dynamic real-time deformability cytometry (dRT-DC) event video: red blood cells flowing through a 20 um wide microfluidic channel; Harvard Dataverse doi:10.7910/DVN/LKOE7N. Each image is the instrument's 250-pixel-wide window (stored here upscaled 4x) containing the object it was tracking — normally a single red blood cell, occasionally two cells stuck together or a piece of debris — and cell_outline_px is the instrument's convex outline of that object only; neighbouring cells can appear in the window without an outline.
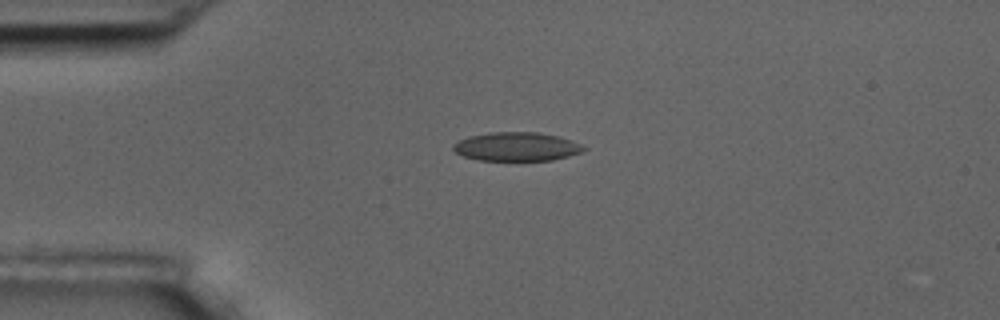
{"species": "common noctule bat (a hibernating species)", "species_latin": "Nyctalus noctula", "temperature_condition": "room temperature", "stored_images_in_passage": 4, "camera_frame_rate_fps": 3000, "um_per_image_px": 0.085, "animal": {"sex": "male", "body_mass_g": 17.5, "forearm_length_mm": 52.3}, "frame": {"image": 1, "passage_image": 4, "time_ms": 3.667, "image_size_px": [1000, 320], "cell_outline_px": [[588, 148], [580, 152], [568, 156], [552, 160], [476, 160], [464, 156], [456, 152], [452, 148], [452, 144], [460, 140], [472, 136], [488, 132], [536, 132], [560, 136], [580, 144]], "centroid_in_image_um": [43.91, 12.46], "position_along_channel_um": 41.1, "area_um2": 21.73}}